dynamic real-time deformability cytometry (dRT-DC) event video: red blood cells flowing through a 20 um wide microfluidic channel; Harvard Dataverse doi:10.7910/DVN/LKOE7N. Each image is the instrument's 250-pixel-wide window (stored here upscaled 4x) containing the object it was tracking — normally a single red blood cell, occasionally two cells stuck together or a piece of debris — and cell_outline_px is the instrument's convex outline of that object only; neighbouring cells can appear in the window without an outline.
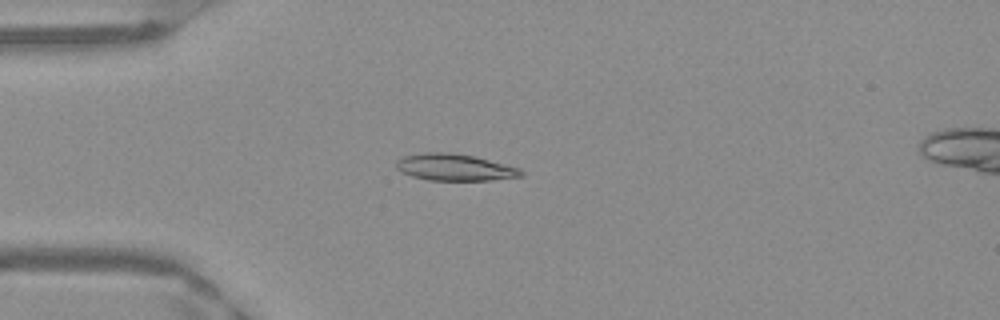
{"species": "Egyptian fruit bat (a non-hibernating species)", "species_latin": "Rousettus aegyptiacus", "temperature_condition": "warm", "stored_images_in_passage": 38, "camera_frame_rate_fps": 3000, "um_per_image_px": 0.085, "frame": {"image": 1, "passage_image": 1, "time_ms": 0.0, "image_size_px": [1000, 320], "cell_outline_px": [[524, 176], [492, 180], [428, 180], [412, 176], [400, 172], [396, 168], [396, 160], [404, 156], [424, 152], [444, 152], [472, 156], [520, 168], [524, 172]], "centroid_in_image_um": [38.63, 14.23], "position_along_channel_um": 46.4, "area_um2": 19.36}}
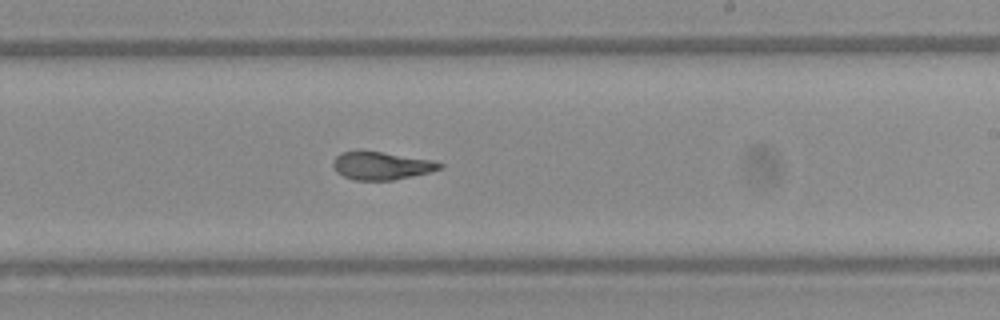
{"frame": {"image": 2, "passage_image": 18, "time_ms": 5.667, "image_size_px": [1000, 320], "cell_outline_px": [[444, 168], [412, 176], [392, 180], [356, 180], [344, 176], [336, 172], [332, 164], [332, 160], [340, 152], [356, 148], [384, 152], [432, 160], [444, 164]], "centroid_in_image_um": [32.36, 14.04], "position_along_channel_um": 256.6, "area_um2": 17.8}}
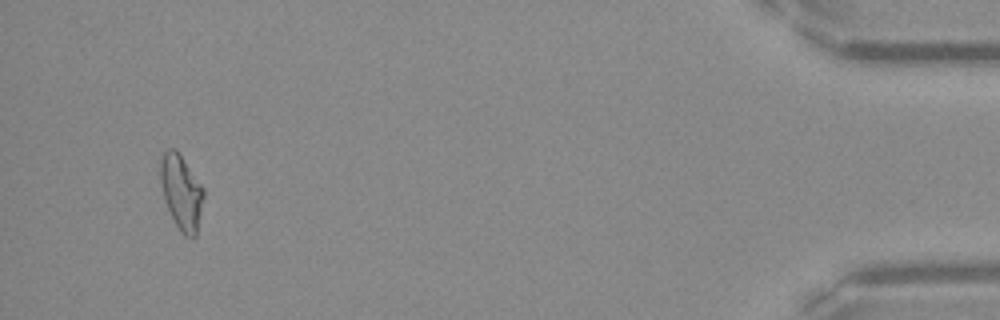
{"frame": {"image": 3, "passage_image": 36, "time_ms": 11.667, "image_size_px": [1000, 320], "cell_outline_px": [[204, 196], [196, 236], [192, 240], [184, 236], [180, 232], [164, 200], [160, 180], [160, 160], [164, 152], [168, 148], [176, 148], [204, 188]], "centroid_in_image_um": [15.42, 16.34], "position_along_channel_um": 419.8, "area_um2": 18.96}, "authors_computed_cell_mechanics": {"area_um2": 18.1203, "velocity_mm_per_s": 3.9877, "shape_relaxation_time_tau1_ms": null, "shape_relaxation_time_tau2_ms": 1.9664, "deformation_change_tau1": null, "deformation_change_tau2": 0.0863}}